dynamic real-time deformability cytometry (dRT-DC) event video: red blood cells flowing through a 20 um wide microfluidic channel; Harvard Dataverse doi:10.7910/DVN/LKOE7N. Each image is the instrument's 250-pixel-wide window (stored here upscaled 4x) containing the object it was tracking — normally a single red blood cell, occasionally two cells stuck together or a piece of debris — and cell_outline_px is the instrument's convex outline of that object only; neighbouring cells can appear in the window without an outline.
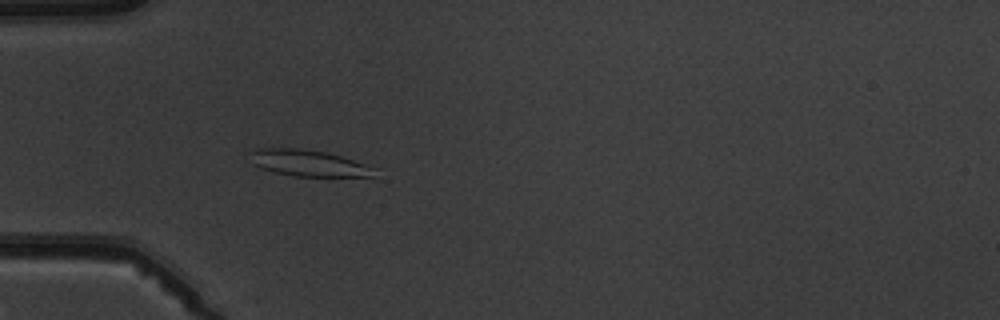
{"species": "common noctule bat (a hibernating species)", "species_latin": "Nyctalus noctula", "temperature_condition": "warm", "stored_images_in_passage": 3, "camera_frame_rate_fps": 3000, "um_per_image_px": 0.085, "animal": {"sex": "male", "body_mass_g": 19.5, "forearm_length_mm": 54.6}, "frame": {"image": 1, "passage_image": 3, "time_ms": 2.333, "image_size_px": [1000, 320], "cell_outline_px": [[380, 168], [372, 176], [296, 176], [276, 172], [260, 168], [252, 164], [248, 152], [260, 148], [296, 148], [324, 152], [340, 156]], "centroid_in_image_um": [26.22, 13.86], "position_along_channel_um": 58.8, "area_um2": 19.07}}